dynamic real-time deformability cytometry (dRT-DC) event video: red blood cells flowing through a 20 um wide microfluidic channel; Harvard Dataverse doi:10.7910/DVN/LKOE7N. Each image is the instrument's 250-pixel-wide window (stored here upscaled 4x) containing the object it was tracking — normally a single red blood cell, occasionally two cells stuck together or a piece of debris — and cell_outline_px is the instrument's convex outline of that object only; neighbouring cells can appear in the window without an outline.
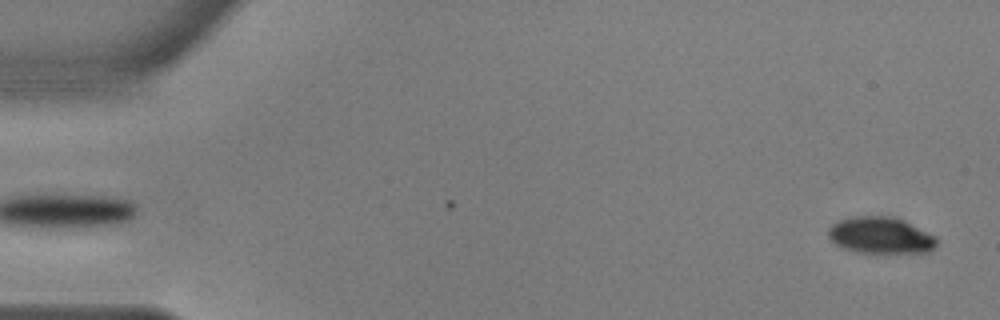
{"species": "common noctule bat (a hibernating species)", "species_latin": "Nyctalus noctula", "temperature_condition": "warm", "stored_images_in_passage": 37, "camera_frame_rate_fps": 3000, "um_per_image_px": 0.085, "animal": {"sex": "male", "body_mass_g": 17.9, "forearm_length_mm": 54.2}, "frame": {"image": 1, "passage_image": 2, "time_ms": 0.333, "image_size_px": [1000, 320], "cell_outline_px": [[936, 244], [928, 252], [856, 252], [844, 248], [836, 244], [828, 236], [828, 228], [832, 224], [840, 220], [852, 216], [896, 216], [936, 236]], "centroid_in_image_um": [74.84, 19.98], "position_along_channel_um": 10.2, "area_um2": 22.95}}
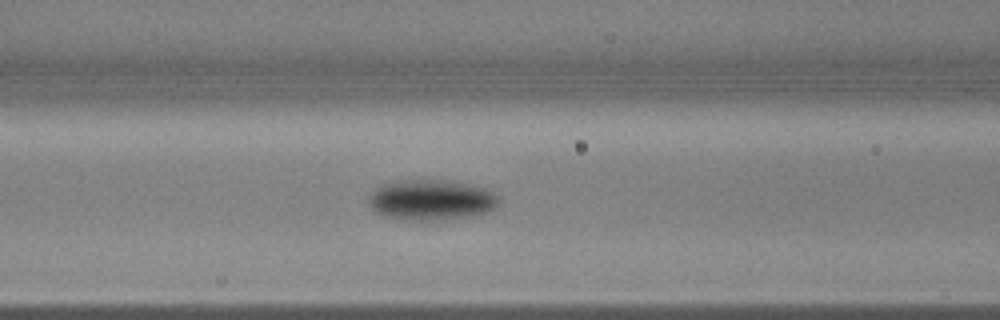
{"frame": {"image": 2, "passage_image": 23, "time_ms": 7.333, "image_size_px": [1000, 320], "cell_outline_px": [[500, 204], [496, 208], [488, 212], [472, 216], [440, 220], [408, 220], [384, 216], [376, 212], [368, 204], [368, 196], [376, 188], [384, 184], [404, 180], [440, 180], [464, 184], [484, 188], [492, 192], [500, 200]], "centroid_in_image_um": [36.65, 17.01], "position_along_channel_um": 129.9, "area_um2": 30.58}}
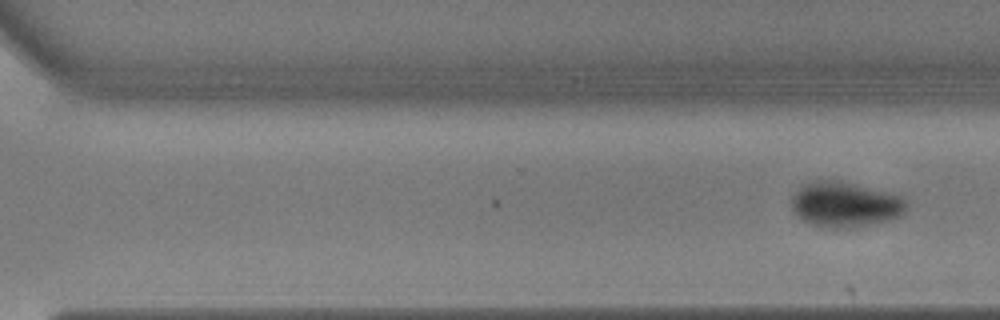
{"frame": {"image": 3, "passage_image": 37, "time_ms": 12.0, "image_size_px": [1000, 320], "cell_outline_px": [[908, 208], [900, 216], [888, 220], [852, 228], [832, 228], [808, 224], [796, 216], [792, 212], [792, 196], [804, 184], [812, 180], [840, 180], [900, 196], [908, 204]], "centroid_in_image_um": [71.79, 17.39], "position_along_channel_um": 298.8, "area_um2": 30.35}}